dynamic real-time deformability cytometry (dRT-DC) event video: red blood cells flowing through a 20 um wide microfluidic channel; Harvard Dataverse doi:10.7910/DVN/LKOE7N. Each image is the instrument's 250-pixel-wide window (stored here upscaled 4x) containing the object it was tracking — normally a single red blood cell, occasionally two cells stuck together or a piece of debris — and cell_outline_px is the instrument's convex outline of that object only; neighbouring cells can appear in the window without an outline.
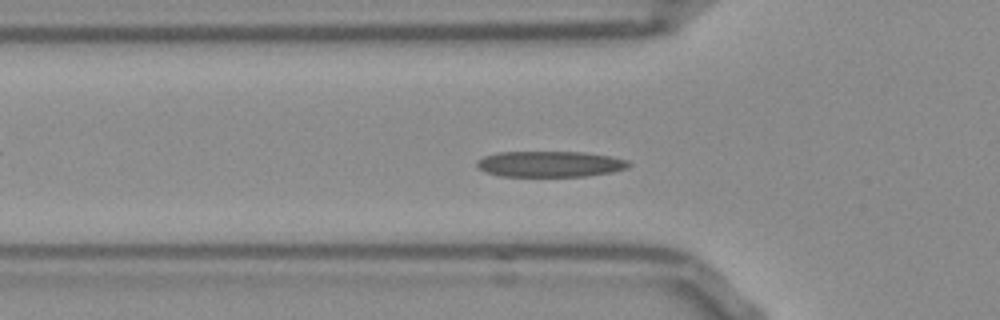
{"species": "Egyptian fruit bat (a non-hibernating species)", "species_latin": "Rousettus aegyptiacus", "temperature_condition": "room temperature", "stored_images_in_passage": 53, "segment_of_instrument_passage": [1, 2], "camera_frame_rate_fps": 3000, "um_per_image_px": 0.085, "frame": {"image": 1, "passage_image": 16, "time_ms": 5.0, "image_size_px": [1000, 320], "cell_outline_px": [[632, 164], [628, 168], [612, 172], [588, 176], [500, 176], [484, 172], [476, 168], [476, 160], [484, 156], [500, 152], [584, 152], [608, 156], [628, 160]], "centroid_in_image_um": [46.73, 13.95], "position_along_channel_um": 79.1, "area_um2": 23.06}}
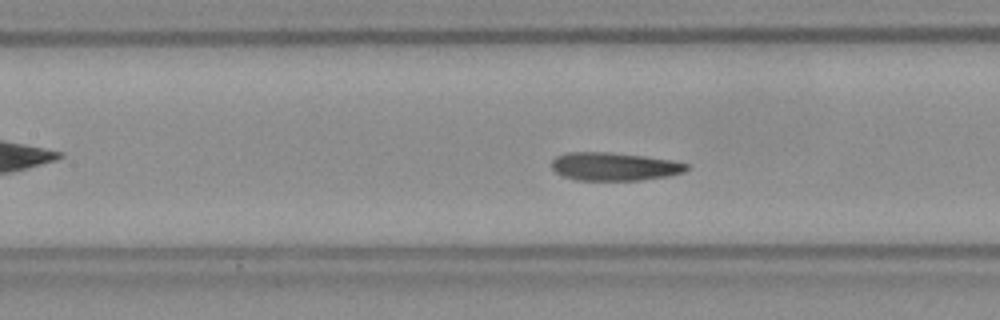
{"frame": {"image": 2, "passage_image": 22, "time_ms": 7.0, "image_size_px": [1000, 320], "cell_outline_px": [[688, 168], [684, 172], [668, 176], [640, 180], [576, 180], [564, 176], [556, 172], [552, 168], [552, 160], [556, 156], [568, 152], [608, 152], [644, 156], [672, 160], [688, 164]], "centroid_in_image_um": [52.21, 14.15], "position_along_channel_um": 155.2, "area_um2": 22.08}}
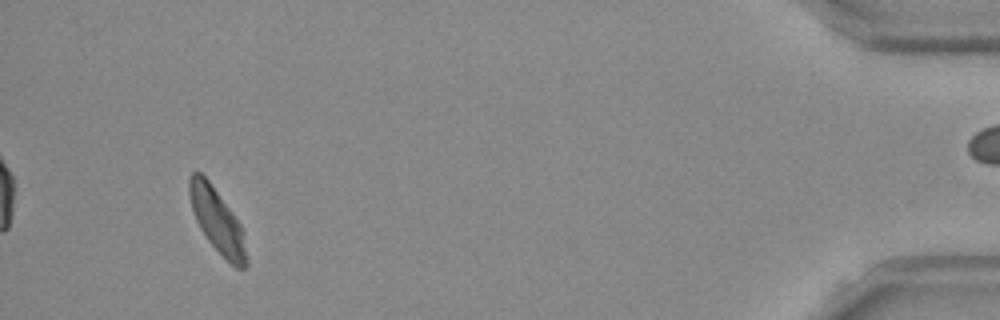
{"frame": {"image": 3, "passage_image": 49, "time_ms": 16.0, "image_size_px": [1000, 320], "cell_outline_px": [[248, 264], [244, 268], [236, 268], [208, 240], [200, 228], [196, 220], [192, 208], [188, 192], [188, 176], [192, 172], [200, 172], [208, 180], [240, 224], [248, 260]], "centroid_in_image_um": [18.43, 18.73], "position_along_channel_um": 416.8, "area_um2": 20.69}}